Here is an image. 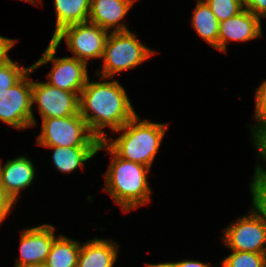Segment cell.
Instances as JSON below:
<instances>
[{
	"label": "cell",
	"instance_id": "4316f807",
	"mask_svg": "<svg viewBox=\"0 0 266 267\" xmlns=\"http://www.w3.org/2000/svg\"><path fill=\"white\" fill-rule=\"evenodd\" d=\"M254 144L259 151V156H262L266 162V146L254 135ZM255 174L261 179L266 181V170H263L259 165L255 170Z\"/></svg>",
	"mask_w": 266,
	"mask_h": 267
},
{
	"label": "cell",
	"instance_id": "d6a6232c",
	"mask_svg": "<svg viewBox=\"0 0 266 267\" xmlns=\"http://www.w3.org/2000/svg\"><path fill=\"white\" fill-rule=\"evenodd\" d=\"M26 267H44V265L26 266Z\"/></svg>",
	"mask_w": 266,
	"mask_h": 267
},
{
	"label": "cell",
	"instance_id": "ba28073f",
	"mask_svg": "<svg viewBox=\"0 0 266 267\" xmlns=\"http://www.w3.org/2000/svg\"><path fill=\"white\" fill-rule=\"evenodd\" d=\"M31 69L0 100V120L17 129L36 126L32 111V81L27 77Z\"/></svg>",
	"mask_w": 266,
	"mask_h": 267
},
{
	"label": "cell",
	"instance_id": "4dcf8cb0",
	"mask_svg": "<svg viewBox=\"0 0 266 267\" xmlns=\"http://www.w3.org/2000/svg\"><path fill=\"white\" fill-rule=\"evenodd\" d=\"M146 267H175L174 262L160 263V264H148Z\"/></svg>",
	"mask_w": 266,
	"mask_h": 267
},
{
	"label": "cell",
	"instance_id": "8fae6325",
	"mask_svg": "<svg viewBox=\"0 0 266 267\" xmlns=\"http://www.w3.org/2000/svg\"><path fill=\"white\" fill-rule=\"evenodd\" d=\"M54 229L50 224H43L24 230L20 240L21 257L15 267L43 265L56 238Z\"/></svg>",
	"mask_w": 266,
	"mask_h": 267
},
{
	"label": "cell",
	"instance_id": "7402d4cb",
	"mask_svg": "<svg viewBox=\"0 0 266 267\" xmlns=\"http://www.w3.org/2000/svg\"><path fill=\"white\" fill-rule=\"evenodd\" d=\"M219 22L227 20L244 9L243 0H204Z\"/></svg>",
	"mask_w": 266,
	"mask_h": 267
},
{
	"label": "cell",
	"instance_id": "cb8c5ba5",
	"mask_svg": "<svg viewBox=\"0 0 266 267\" xmlns=\"http://www.w3.org/2000/svg\"><path fill=\"white\" fill-rule=\"evenodd\" d=\"M255 107V119L259 124L253 127V136L266 126V80L256 89Z\"/></svg>",
	"mask_w": 266,
	"mask_h": 267
},
{
	"label": "cell",
	"instance_id": "d6986e66",
	"mask_svg": "<svg viewBox=\"0 0 266 267\" xmlns=\"http://www.w3.org/2000/svg\"><path fill=\"white\" fill-rule=\"evenodd\" d=\"M219 21L204 0H199L194 10L192 26L207 43L218 49Z\"/></svg>",
	"mask_w": 266,
	"mask_h": 267
},
{
	"label": "cell",
	"instance_id": "6da1fadb",
	"mask_svg": "<svg viewBox=\"0 0 266 267\" xmlns=\"http://www.w3.org/2000/svg\"><path fill=\"white\" fill-rule=\"evenodd\" d=\"M79 114L100 141L107 138L103 128L116 131L136 115L118 81L89 82V78L79 95Z\"/></svg>",
	"mask_w": 266,
	"mask_h": 267
},
{
	"label": "cell",
	"instance_id": "7a4b0ae2",
	"mask_svg": "<svg viewBox=\"0 0 266 267\" xmlns=\"http://www.w3.org/2000/svg\"><path fill=\"white\" fill-rule=\"evenodd\" d=\"M101 149L108 150L114 156L105 174V191L109 192L115 203L125 212L148 203L151 190L147 174L150 168L119 157L105 141L100 142L98 151Z\"/></svg>",
	"mask_w": 266,
	"mask_h": 267
},
{
	"label": "cell",
	"instance_id": "e0dca14e",
	"mask_svg": "<svg viewBox=\"0 0 266 267\" xmlns=\"http://www.w3.org/2000/svg\"><path fill=\"white\" fill-rule=\"evenodd\" d=\"M91 0H54L56 28L53 37L63 28L88 22Z\"/></svg>",
	"mask_w": 266,
	"mask_h": 267
},
{
	"label": "cell",
	"instance_id": "277c9868",
	"mask_svg": "<svg viewBox=\"0 0 266 267\" xmlns=\"http://www.w3.org/2000/svg\"><path fill=\"white\" fill-rule=\"evenodd\" d=\"M155 53L140 43L135 34L128 31L110 32L102 59V72H96L101 78L110 79L116 73L132 69Z\"/></svg>",
	"mask_w": 266,
	"mask_h": 267
},
{
	"label": "cell",
	"instance_id": "2e32d148",
	"mask_svg": "<svg viewBox=\"0 0 266 267\" xmlns=\"http://www.w3.org/2000/svg\"><path fill=\"white\" fill-rule=\"evenodd\" d=\"M53 148V163L57 170L69 173L78 167H84L85 161L91 159L97 152L99 146H44Z\"/></svg>",
	"mask_w": 266,
	"mask_h": 267
},
{
	"label": "cell",
	"instance_id": "9c48e42d",
	"mask_svg": "<svg viewBox=\"0 0 266 267\" xmlns=\"http://www.w3.org/2000/svg\"><path fill=\"white\" fill-rule=\"evenodd\" d=\"M225 229L223 239L232 251L266 254V222L252 210Z\"/></svg>",
	"mask_w": 266,
	"mask_h": 267
},
{
	"label": "cell",
	"instance_id": "30bf717a",
	"mask_svg": "<svg viewBox=\"0 0 266 267\" xmlns=\"http://www.w3.org/2000/svg\"><path fill=\"white\" fill-rule=\"evenodd\" d=\"M37 103L42 119L63 118L79 113V95L47 82H32V104Z\"/></svg>",
	"mask_w": 266,
	"mask_h": 267
},
{
	"label": "cell",
	"instance_id": "44dd1931",
	"mask_svg": "<svg viewBox=\"0 0 266 267\" xmlns=\"http://www.w3.org/2000/svg\"><path fill=\"white\" fill-rule=\"evenodd\" d=\"M220 264L222 267H266V254L233 251Z\"/></svg>",
	"mask_w": 266,
	"mask_h": 267
},
{
	"label": "cell",
	"instance_id": "8992f818",
	"mask_svg": "<svg viewBox=\"0 0 266 267\" xmlns=\"http://www.w3.org/2000/svg\"><path fill=\"white\" fill-rule=\"evenodd\" d=\"M108 36L107 30L88 21L63 28L51 40L59 46L64 38L74 58L87 64L88 59H102Z\"/></svg>",
	"mask_w": 266,
	"mask_h": 267
},
{
	"label": "cell",
	"instance_id": "83f0119b",
	"mask_svg": "<svg viewBox=\"0 0 266 267\" xmlns=\"http://www.w3.org/2000/svg\"><path fill=\"white\" fill-rule=\"evenodd\" d=\"M15 42L16 40L0 36V63L9 57L7 53L13 47Z\"/></svg>",
	"mask_w": 266,
	"mask_h": 267
},
{
	"label": "cell",
	"instance_id": "52a82bcc",
	"mask_svg": "<svg viewBox=\"0 0 266 267\" xmlns=\"http://www.w3.org/2000/svg\"><path fill=\"white\" fill-rule=\"evenodd\" d=\"M57 47L51 40L42 57L32 65V68L35 70L41 65L53 62L47 83L80 95L88 80L87 64L74 57L55 58Z\"/></svg>",
	"mask_w": 266,
	"mask_h": 267
},
{
	"label": "cell",
	"instance_id": "5b68a950",
	"mask_svg": "<svg viewBox=\"0 0 266 267\" xmlns=\"http://www.w3.org/2000/svg\"><path fill=\"white\" fill-rule=\"evenodd\" d=\"M100 142L79 113L42 119V130L37 139L40 146H99Z\"/></svg>",
	"mask_w": 266,
	"mask_h": 267
},
{
	"label": "cell",
	"instance_id": "7c38bea8",
	"mask_svg": "<svg viewBox=\"0 0 266 267\" xmlns=\"http://www.w3.org/2000/svg\"><path fill=\"white\" fill-rule=\"evenodd\" d=\"M262 36L260 18L245 8L219 23L218 50L226 52L228 40L248 41Z\"/></svg>",
	"mask_w": 266,
	"mask_h": 267
},
{
	"label": "cell",
	"instance_id": "5bb4252c",
	"mask_svg": "<svg viewBox=\"0 0 266 267\" xmlns=\"http://www.w3.org/2000/svg\"><path fill=\"white\" fill-rule=\"evenodd\" d=\"M35 177L32 162L24 157L8 160L2 167L0 163V182L14 201L21 190L28 187Z\"/></svg>",
	"mask_w": 266,
	"mask_h": 267
},
{
	"label": "cell",
	"instance_id": "f1b7e54d",
	"mask_svg": "<svg viewBox=\"0 0 266 267\" xmlns=\"http://www.w3.org/2000/svg\"><path fill=\"white\" fill-rule=\"evenodd\" d=\"M175 267H211L210 265H207V263H202L199 261H193V260H185L180 262H174Z\"/></svg>",
	"mask_w": 266,
	"mask_h": 267
},
{
	"label": "cell",
	"instance_id": "f546056e",
	"mask_svg": "<svg viewBox=\"0 0 266 267\" xmlns=\"http://www.w3.org/2000/svg\"><path fill=\"white\" fill-rule=\"evenodd\" d=\"M266 146V126L255 135Z\"/></svg>",
	"mask_w": 266,
	"mask_h": 267
},
{
	"label": "cell",
	"instance_id": "4fadbf2b",
	"mask_svg": "<svg viewBox=\"0 0 266 267\" xmlns=\"http://www.w3.org/2000/svg\"><path fill=\"white\" fill-rule=\"evenodd\" d=\"M135 0H91L88 21L102 29L114 28V32L128 31L125 24L119 23L128 13Z\"/></svg>",
	"mask_w": 266,
	"mask_h": 267
},
{
	"label": "cell",
	"instance_id": "3957f363",
	"mask_svg": "<svg viewBox=\"0 0 266 267\" xmlns=\"http://www.w3.org/2000/svg\"><path fill=\"white\" fill-rule=\"evenodd\" d=\"M167 124L140 121L137 114L122 128L123 133L106 144L121 158L151 167L161 145ZM109 142V143H108Z\"/></svg>",
	"mask_w": 266,
	"mask_h": 267
},
{
	"label": "cell",
	"instance_id": "9a60e30c",
	"mask_svg": "<svg viewBox=\"0 0 266 267\" xmlns=\"http://www.w3.org/2000/svg\"><path fill=\"white\" fill-rule=\"evenodd\" d=\"M117 250V244L94 238L81 245L77 267H113Z\"/></svg>",
	"mask_w": 266,
	"mask_h": 267
},
{
	"label": "cell",
	"instance_id": "603a6c76",
	"mask_svg": "<svg viewBox=\"0 0 266 267\" xmlns=\"http://www.w3.org/2000/svg\"><path fill=\"white\" fill-rule=\"evenodd\" d=\"M251 185L253 208L252 211L266 222V181L254 174Z\"/></svg>",
	"mask_w": 266,
	"mask_h": 267
},
{
	"label": "cell",
	"instance_id": "ac0fdd59",
	"mask_svg": "<svg viewBox=\"0 0 266 267\" xmlns=\"http://www.w3.org/2000/svg\"><path fill=\"white\" fill-rule=\"evenodd\" d=\"M81 245L61 235L54 239L44 267H77Z\"/></svg>",
	"mask_w": 266,
	"mask_h": 267
},
{
	"label": "cell",
	"instance_id": "484cf974",
	"mask_svg": "<svg viewBox=\"0 0 266 267\" xmlns=\"http://www.w3.org/2000/svg\"><path fill=\"white\" fill-rule=\"evenodd\" d=\"M243 5L258 18L266 17V0H243Z\"/></svg>",
	"mask_w": 266,
	"mask_h": 267
},
{
	"label": "cell",
	"instance_id": "1f68e13d",
	"mask_svg": "<svg viewBox=\"0 0 266 267\" xmlns=\"http://www.w3.org/2000/svg\"><path fill=\"white\" fill-rule=\"evenodd\" d=\"M24 1L30 2L32 4H37L36 0H24Z\"/></svg>",
	"mask_w": 266,
	"mask_h": 267
},
{
	"label": "cell",
	"instance_id": "ffe728a7",
	"mask_svg": "<svg viewBox=\"0 0 266 267\" xmlns=\"http://www.w3.org/2000/svg\"><path fill=\"white\" fill-rule=\"evenodd\" d=\"M17 63L9 57L0 63V100L5 91L15 85L32 67H22Z\"/></svg>",
	"mask_w": 266,
	"mask_h": 267
},
{
	"label": "cell",
	"instance_id": "d4e9b609",
	"mask_svg": "<svg viewBox=\"0 0 266 267\" xmlns=\"http://www.w3.org/2000/svg\"><path fill=\"white\" fill-rule=\"evenodd\" d=\"M16 203L6 192L0 182V225L3 219L10 213L12 206Z\"/></svg>",
	"mask_w": 266,
	"mask_h": 267
}]
</instances>
